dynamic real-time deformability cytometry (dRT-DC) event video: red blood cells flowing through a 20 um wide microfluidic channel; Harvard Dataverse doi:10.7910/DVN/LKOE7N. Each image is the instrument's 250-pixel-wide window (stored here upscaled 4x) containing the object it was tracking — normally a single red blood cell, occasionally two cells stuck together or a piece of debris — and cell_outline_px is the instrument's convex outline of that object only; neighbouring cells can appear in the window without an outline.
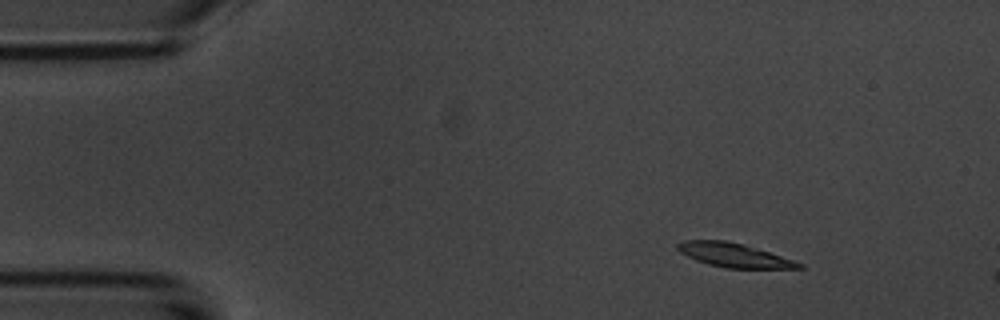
{"species": "common noctule bat (a hibernating species)", "species_latin": "Nyctalus noctula", "temperature_condition": "room temperature", "stored_images_in_passage": 7, "camera_frame_rate_fps": 3000, "um_per_image_px": 0.085, "animal": {"sex": "male", "body_mass_g": 20.1, "forearm_length_mm": 53.5}, "frame": {"image": 1, "passage_image": 1, "time_ms": 0.0, "image_size_px": [1000, 320], "cell_outline_px": [[804, 268], [724, 268], [708, 264], [696, 260], [680, 252], [676, 248], [676, 244], [684, 240], [728, 240], [744, 244], [804, 264]], "centroid_in_image_um": [62.34, 21.68], "position_along_channel_um": 22.7, "area_um2": 16.82}}